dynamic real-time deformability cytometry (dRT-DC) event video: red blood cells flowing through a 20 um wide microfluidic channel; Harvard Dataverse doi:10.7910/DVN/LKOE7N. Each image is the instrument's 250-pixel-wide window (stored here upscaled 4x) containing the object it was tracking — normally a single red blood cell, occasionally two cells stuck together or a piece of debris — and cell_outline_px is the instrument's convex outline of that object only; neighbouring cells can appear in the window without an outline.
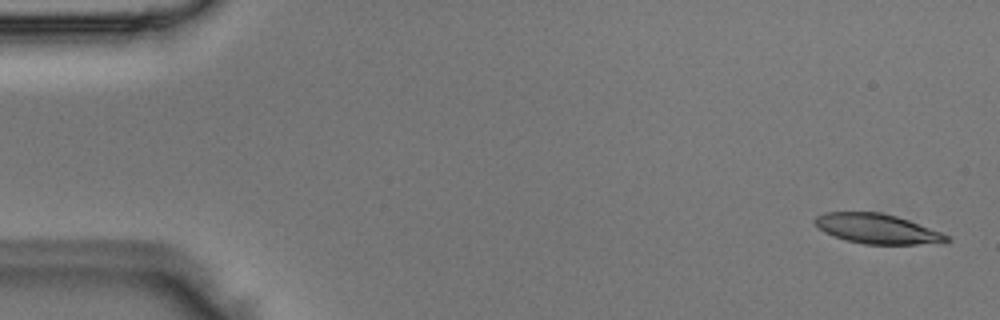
{"species": "Egyptian fruit bat (a non-hibernating species)", "species_latin": "Rousettus aegyptiacus", "temperature_condition": "room temperature", "stored_images_in_passage": 6, "camera_frame_rate_fps": 3000, "um_per_image_px": 0.085, "animal": {"sex": "male"}, "frame": {"image": 1, "passage_image": 1, "time_ms": 0.0, "image_size_px": [1000, 320], "cell_outline_px": [[952, 240], [944, 244], [864, 244], [848, 240], [824, 232], [812, 220], [816, 216], [824, 212], [880, 212], [896, 216], [908, 220], [940, 232], [948, 236]], "centroid_in_image_um": [74.59, 19.45], "position_along_channel_um": 10.4, "area_um2": 22.77}}
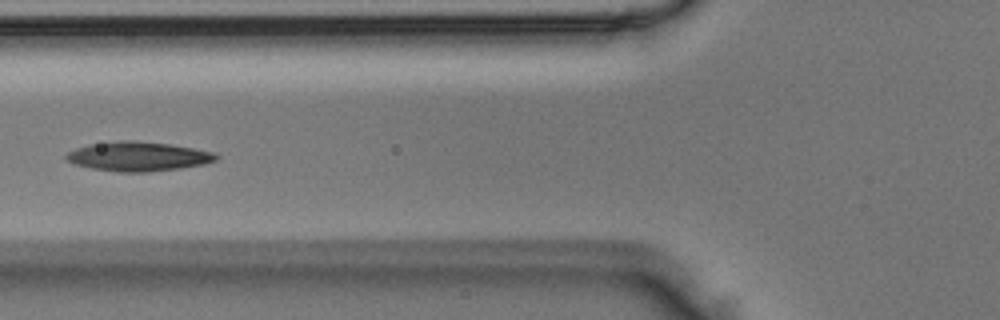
{"frame": {"image": 2, "passage_image": 6, "time_ms": 1.667, "image_size_px": [1000, 320], "cell_outline_px": [[220, 156], [216, 160], [204, 164], [180, 168], [148, 172], [116, 172], [92, 168], [76, 164], [68, 160], [64, 156], [68, 152], [76, 148], [88, 144], [120, 140], [128, 140], [168, 144], [216, 152]], "centroid_in_image_um": [11.76, 13.3], "position_along_channel_um": 114.0, "area_um2": 25.55}}